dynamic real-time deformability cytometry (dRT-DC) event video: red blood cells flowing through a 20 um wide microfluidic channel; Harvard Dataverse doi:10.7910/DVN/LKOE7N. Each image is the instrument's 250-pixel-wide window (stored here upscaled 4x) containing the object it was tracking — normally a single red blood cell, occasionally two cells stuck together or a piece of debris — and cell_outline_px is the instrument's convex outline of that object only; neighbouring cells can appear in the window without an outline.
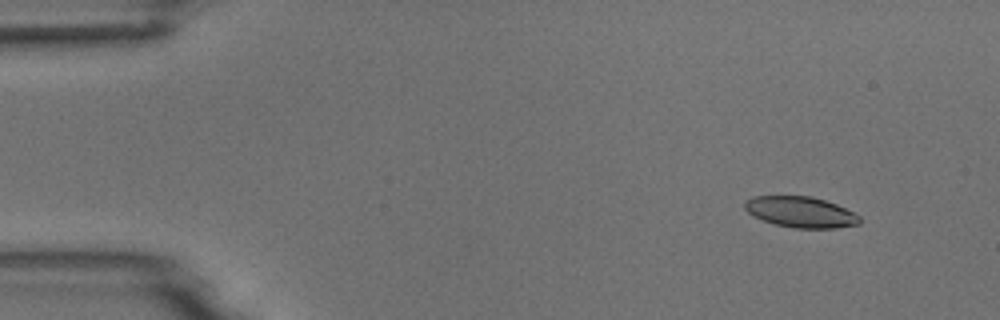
{"species": "common noctule bat (a hibernating species)", "species_latin": "Nyctalus noctula", "temperature_condition": "room temperature", "stored_images_in_passage": 5, "camera_frame_rate_fps": 3000, "um_per_image_px": 0.085, "animal": {"sex": "male", "body_mass_g": 18.8}, "frame": {"image": 1, "passage_image": 2, "time_ms": 1.333, "image_size_px": [1000, 320], "cell_outline_px": [[860, 224], [836, 228], [796, 228], [776, 224], [752, 216], [744, 208], [744, 200], [752, 196], [812, 196], [836, 204], [860, 216]], "centroid_in_image_um": [68.03, 18.02], "position_along_channel_um": 17.0, "area_um2": 20.63}}
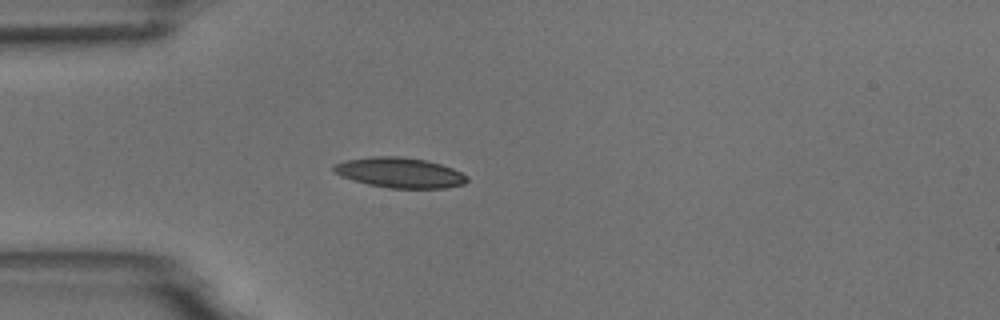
{"frame": {"image": 2, "passage_image": 5, "time_ms": 4.667, "image_size_px": [1000, 320], "cell_outline_px": [[468, 180], [464, 184], [444, 188], [388, 188], [368, 184], [340, 176], [332, 168], [332, 164], [344, 160], [372, 156], [400, 156], [428, 160], [452, 168], [468, 176]], "centroid_in_image_um": [33.97, 14.66], "position_along_channel_um": 51.0, "area_um2": 23.58}}